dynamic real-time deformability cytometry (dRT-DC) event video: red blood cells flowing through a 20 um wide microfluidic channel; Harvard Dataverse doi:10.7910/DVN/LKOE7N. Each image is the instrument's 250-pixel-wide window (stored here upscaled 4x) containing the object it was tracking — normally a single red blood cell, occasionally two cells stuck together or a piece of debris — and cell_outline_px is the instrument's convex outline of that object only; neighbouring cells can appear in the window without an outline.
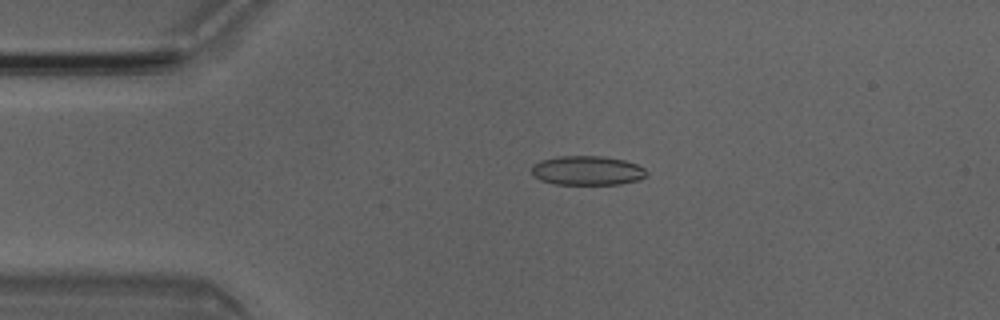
{"species": "Egyptian fruit bat (a non-hibernating species)", "species_latin": "Rousettus aegyptiacus", "temperature_condition": "room temperature", "stored_images_in_passage": 3, "camera_frame_rate_fps": 3000, "um_per_image_px": 0.085, "animal": {"sex": "male"}, "frame": {"image": 1, "passage_image": 2, "time_ms": 0.333, "image_size_px": [1000, 320], "cell_outline_px": [[648, 176], [640, 180], [620, 184], [556, 184], [540, 180], [532, 176], [532, 164], [540, 160], [556, 156], [600, 156], [624, 160], [636, 164], [644, 168], [648, 172]], "centroid_in_image_um": [49.91, 14.5], "position_along_channel_um": 35.1, "area_um2": 19.83}}